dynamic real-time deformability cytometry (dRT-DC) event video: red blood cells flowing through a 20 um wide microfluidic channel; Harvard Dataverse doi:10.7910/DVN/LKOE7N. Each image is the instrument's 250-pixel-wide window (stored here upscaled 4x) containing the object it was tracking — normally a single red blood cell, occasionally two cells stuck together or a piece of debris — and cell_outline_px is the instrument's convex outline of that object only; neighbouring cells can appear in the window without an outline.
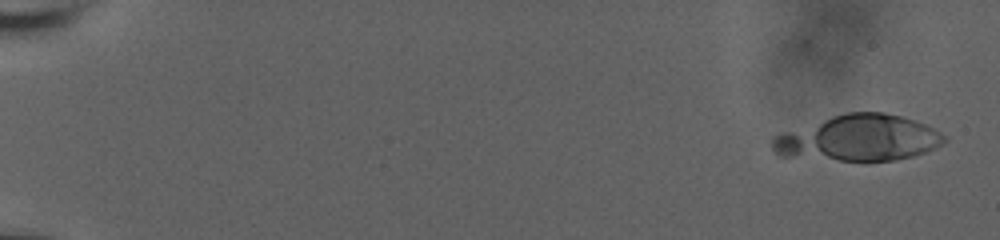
{"species": "human", "species_latin": "Homo sapiens", "temperature_condition": "room temperature", "stored_images_in_passage": 52, "camera_frame_rate_fps": 3000, "um_per_image_px": 0.085, "donor": {"sex": "male"}, "frame": {"image": 1, "passage_image": 3, "time_ms": 0.667, "image_size_px": [1000, 240], "cell_outline_px": [[948, 140], [944, 144], [924, 152], [912, 156], [896, 160], [840, 160], [780, 156], [772, 148], [772, 140], [776, 136], [784, 132], [832, 116], [848, 112], [884, 112], [916, 120], [940, 132]], "centroid_in_image_um": [73.02, 11.74], "position_along_channel_um": 12.0, "area_um2": 45.55}}
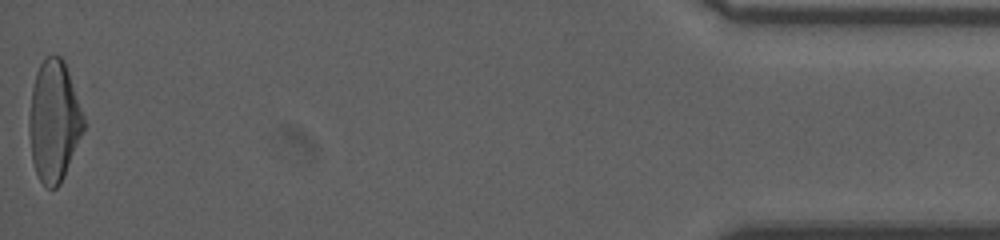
{"frame": {"image": 2, "passage_image": 52, "time_ms": 17.0, "image_size_px": [1000, 240], "cell_outline_px": [[84, 128], [64, 176], [60, 184], [56, 188], [48, 188], [40, 180], [36, 172], [32, 160], [28, 132], [28, 120], [32, 88], [36, 72], [40, 64], [48, 56], [60, 56], [64, 60], [84, 116]], "centroid_in_image_um": [4.57, 10.3], "position_along_channel_um": 430.6, "area_um2": 38.15}}